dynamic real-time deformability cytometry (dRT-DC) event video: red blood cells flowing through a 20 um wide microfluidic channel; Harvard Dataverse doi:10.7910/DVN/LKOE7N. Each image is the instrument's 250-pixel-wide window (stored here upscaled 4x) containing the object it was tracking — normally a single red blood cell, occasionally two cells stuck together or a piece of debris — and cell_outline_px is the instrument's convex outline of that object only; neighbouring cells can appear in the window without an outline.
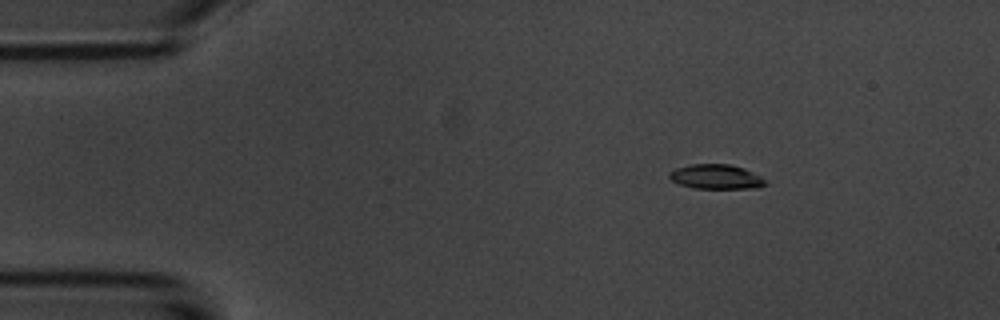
{"species": "common noctule bat (a hibernating species)", "species_latin": "Nyctalus noctula", "temperature_condition": "room temperature", "stored_images_in_passage": 4, "camera_frame_rate_fps": 3000, "um_per_image_px": 0.085, "animal": {"sex": "male", "body_mass_g": 20.1, "forearm_length_mm": 53.5}, "frame": {"image": 1, "passage_image": 1, "time_ms": 0.0, "image_size_px": [1000, 320], "cell_outline_px": [[768, 184], [756, 188], [692, 188], [680, 184], [672, 180], [668, 176], [668, 172], [676, 168], [688, 164], [732, 164], [744, 168], [760, 176]], "centroid_in_image_um": [60.84, 15.01], "position_along_channel_um": 24.2, "area_um2": 13.81}}
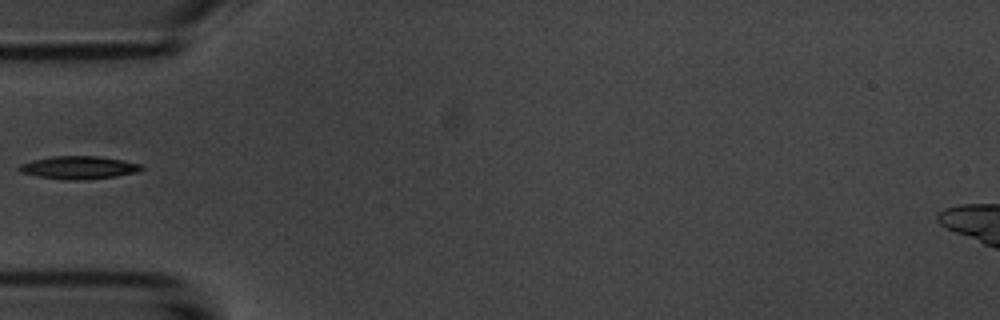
{"frame": {"image": 2, "passage_image": 4, "time_ms": 3.333, "image_size_px": [1000, 320], "cell_outline_px": [[144, 168], [136, 172], [116, 176], [84, 180], [64, 180], [40, 176], [20, 172], [20, 164], [32, 160], [52, 156], [100, 156], [144, 164]], "centroid_in_image_um": [6.74, 14.24], "position_along_channel_um": 78.3, "area_um2": 16.3}}